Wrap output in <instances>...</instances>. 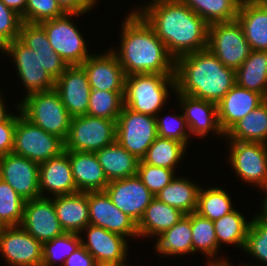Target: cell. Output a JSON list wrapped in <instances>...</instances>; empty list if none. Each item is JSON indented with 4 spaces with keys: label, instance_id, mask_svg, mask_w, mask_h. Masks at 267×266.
<instances>
[{
    "label": "cell",
    "instance_id": "11a10c76",
    "mask_svg": "<svg viewBox=\"0 0 267 266\" xmlns=\"http://www.w3.org/2000/svg\"><path fill=\"white\" fill-rule=\"evenodd\" d=\"M166 1H172V0H152V2L150 4H148L146 7H142V9L144 10L145 8H147L149 5H153L155 3H160V2H166Z\"/></svg>",
    "mask_w": 267,
    "mask_h": 266
},
{
    "label": "cell",
    "instance_id": "3957f363",
    "mask_svg": "<svg viewBox=\"0 0 267 266\" xmlns=\"http://www.w3.org/2000/svg\"><path fill=\"white\" fill-rule=\"evenodd\" d=\"M122 26L120 52H113L126 76L175 74V59L140 14H129Z\"/></svg>",
    "mask_w": 267,
    "mask_h": 266
},
{
    "label": "cell",
    "instance_id": "bcb514c9",
    "mask_svg": "<svg viewBox=\"0 0 267 266\" xmlns=\"http://www.w3.org/2000/svg\"><path fill=\"white\" fill-rule=\"evenodd\" d=\"M17 116L11 115L0 123V156L12 153Z\"/></svg>",
    "mask_w": 267,
    "mask_h": 266
},
{
    "label": "cell",
    "instance_id": "e0dca14e",
    "mask_svg": "<svg viewBox=\"0 0 267 266\" xmlns=\"http://www.w3.org/2000/svg\"><path fill=\"white\" fill-rule=\"evenodd\" d=\"M20 226L42 244L65 233L56 216L53 200L46 196L25 202Z\"/></svg>",
    "mask_w": 267,
    "mask_h": 266
},
{
    "label": "cell",
    "instance_id": "836d02e7",
    "mask_svg": "<svg viewBox=\"0 0 267 266\" xmlns=\"http://www.w3.org/2000/svg\"><path fill=\"white\" fill-rule=\"evenodd\" d=\"M218 248L223 243L245 247L250 221L246 222L244 216L235 209L229 214L213 221ZM221 243V244H220Z\"/></svg>",
    "mask_w": 267,
    "mask_h": 266
},
{
    "label": "cell",
    "instance_id": "44dd1931",
    "mask_svg": "<svg viewBox=\"0 0 267 266\" xmlns=\"http://www.w3.org/2000/svg\"><path fill=\"white\" fill-rule=\"evenodd\" d=\"M265 100L262 94L235 84L217 104L218 123L222 132L225 134Z\"/></svg>",
    "mask_w": 267,
    "mask_h": 266
},
{
    "label": "cell",
    "instance_id": "d6986e66",
    "mask_svg": "<svg viewBox=\"0 0 267 266\" xmlns=\"http://www.w3.org/2000/svg\"><path fill=\"white\" fill-rule=\"evenodd\" d=\"M87 242L81 240V245L90 253L98 264L126 265L127 240L124 236L108 231L102 227L88 224Z\"/></svg>",
    "mask_w": 267,
    "mask_h": 266
},
{
    "label": "cell",
    "instance_id": "4316f807",
    "mask_svg": "<svg viewBox=\"0 0 267 266\" xmlns=\"http://www.w3.org/2000/svg\"><path fill=\"white\" fill-rule=\"evenodd\" d=\"M95 154L109 182L137 175L140 160L117 141L96 151Z\"/></svg>",
    "mask_w": 267,
    "mask_h": 266
},
{
    "label": "cell",
    "instance_id": "5bb4252c",
    "mask_svg": "<svg viewBox=\"0 0 267 266\" xmlns=\"http://www.w3.org/2000/svg\"><path fill=\"white\" fill-rule=\"evenodd\" d=\"M89 224L120 234L139 236L137 223L120 211L105 191H88Z\"/></svg>",
    "mask_w": 267,
    "mask_h": 266
},
{
    "label": "cell",
    "instance_id": "603a6c76",
    "mask_svg": "<svg viewBox=\"0 0 267 266\" xmlns=\"http://www.w3.org/2000/svg\"><path fill=\"white\" fill-rule=\"evenodd\" d=\"M175 92L179 96L183 111H185L183 115L190 134L203 138L212 130L216 134L224 135L218 123L217 104L179 93L176 90Z\"/></svg>",
    "mask_w": 267,
    "mask_h": 266
},
{
    "label": "cell",
    "instance_id": "6da1fadb",
    "mask_svg": "<svg viewBox=\"0 0 267 266\" xmlns=\"http://www.w3.org/2000/svg\"><path fill=\"white\" fill-rule=\"evenodd\" d=\"M5 52L14 58L27 95L55 89V81L68 66L53 50L39 23L22 22L19 38L7 43Z\"/></svg>",
    "mask_w": 267,
    "mask_h": 266
},
{
    "label": "cell",
    "instance_id": "83f0119b",
    "mask_svg": "<svg viewBox=\"0 0 267 266\" xmlns=\"http://www.w3.org/2000/svg\"><path fill=\"white\" fill-rule=\"evenodd\" d=\"M184 215L179 209L154 197L137 224L138 235L154 237L161 234L175 225Z\"/></svg>",
    "mask_w": 267,
    "mask_h": 266
},
{
    "label": "cell",
    "instance_id": "6f0895ef",
    "mask_svg": "<svg viewBox=\"0 0 267 266\" xmlns=\"http://www.w3.org/2000/svg\"><path fill=\"white\" fill-rule=\"evenodd\" d=\"M259 1L267 10V0H257Z\"/></svg>",
    "mask_w": 267,
    "mask_h": 266
},
{
    "label": "cell",
    "instance_id": "681fc988",
    "mask_svg": "<svg viewBox=\"0 0 267 266\" xmlns=\"http://www.w3.org/2000/svg\"><path fill=\"white\" fill-rule=\"evenodd\" d=\"M8 8L14 10L22 16L25 13V8L28 0H1Z\"/></svg>",
    "mask_w": 267,
    "mask_h": 266
},
{
    "label": "cell",
    "instance_id": "9a60e30c",
    "mask_svg": "<svg viewBox=\"0 0 267 266\" xmlns=\"http://www.w3.org/2000/svg\"><path fill=\"white\" fill-rule=\"evenodd\" d=\"M104 191L113 204L137 224L142 219L146 207L155 197L137 175L112 180Z\"/></svg>",
    "mask_w": 267,
    "mask_h": 266
},
{
    "label": "cell",
    "instance_id": "d590c367",
    "mask_svg": "<svg viewBox=\"0 0 267 266\" xmlns=\"http://www.w3.org/2000/svg\"><path fill=\"white\" fill-rule=\"evenodd\" d=\"M231 203L229 195L219 187L206 190L200 188L195 212L215 221L234 210Z\"/></svg>",
    "mask_w": 267,
    "mask_h": 266
},
{
    "label": "cell",
    "instance_id": "2e32d148",
    "mask_svg": "<svg viewBox=\"0 0 267 266\" xmlns=\"http://www.w3.org/2000/svg\"><path fill=\"white\" fill-rule=\"evenodd\" d=\"M0 251L12 266H42L43 244L21 226H10L0 235Z\"/></svg>",
    "mask_w": 267,
    "mask_h": 266
},
{
    "label": "cell",
    "instance_id": "d4e9b609",
    "mask_svg": "<svg viewBox=\"0 0 267 266\" xmlns=\"http://www.w3.org/2000/svg\"><path fill=\"white\" fill-rule=\"evenodd\" d=\"M236 20L251 50L267 51V10L257 0H242Z\"/></svg>",
    "mask_w": 267,
    "mask_h": 266
},
{
    "label": "cell",
    "instance_id": "f907efd6",
    "mask_svg": "<svg viewBox=\"0 0 267 266\" xmlns=\"http://www.w3.org/2000/svg\"><path fill=\"white\" fill-rule=\"evenodd\" d=\"M3 102L2 97H0V123L6 121L12 115L11 113H6L7 111Z\"/></svg>",
    "mask_w": 267,
    "mask_h": 266
},
{
    "label": "cell",
    "instance_id": "ba28073f",
    "mask_svg": "<svg viewBox=\"0 0 267 266\" xmlns=\"http://www.w3.org/2000/svg\"><path fill=\"white\" fill-rule=\"evenodd\" d=\"M116 141V121L89 115L71 118L65 150L96 152Z\"/></svg>",
    "mask_w": 267,
    "mask_h": 266
},
{
    "label": "cell",
    "instance_id": "7c38bea8",
    "mask_svg": "<svg viewBox=\"0 0 267 266\" xmlns=\"http://www.w3.org/2000/svg\"><path fill=\"white\" fill-rule=\"evenodd\" d=\"M230 164L242 180L267 188V144L230 140Z\"/></svg>",
    "mask_w": 267,
    "mask_h": 266
},
{
    "label": "cell",
    "instance_id": "1f68e13d",
    "mask_svg": "<svg viewBox=\"0 0 267 266\" xmlns=\"http://www.w3.org/2000/svg\"><path fill=\"white\" fill-rule=\"evenodd\" d=\"M199 190L200 186L179 177L174 178L155 197L188 215L196 211Z\"/></svg>",
    "mask_w": 267,
    "mask_h": 266
},
{
    "label": "cell",
    "instance_id": "f35d334b",
    "mask_svg": "<svg viewBox=\"0 0 267 266\" xmlns=\"http://www.w3.org/2000/svg\"><path fill=\"white\" fill-rule=\"evenodd\" d=\"M25 200L0 178V218L10 226H20Z\"/></svg>",
    "mask_w": 267,
    "mask_h": 266
},
{
    "label": "cell",
    "instance_id": "4fadbf2b",
    "mask_svg": "<svg viewBox=\"0 0 267 266\" xmlns=\"http://www.w3.org/2000/svg\"><path fill=\"white\" fill-rule=\"evenodd\" d=\"M0 178L7 182L25 201L40 198L39 164L8 153L0 156Z\"/></svg>",
    "mask_w": 267,
    "mask_h": 266
},
{
    "label": "cell",
    "instance_id": "9f6ffc18",
    "mask_svg": "<svg viewBox=\"0 0 267 266\" xmlns=\"http://www.w3.org/2000/svg\"><path fill=\"white\" fill-rule=\"evenodd\" d=\"M6 45L0 40V51L5 52Z\"/></svg>",
    "mask_w": 267,
    "mask_h": 266
},
{
    "label": "cell",
    "instance_id": "e575fe53",
    "mask_svg": "<svg viewBox=\"0 0 267 266\" xmlns=\"http://www.w3.org/2000/svg\"><path fill=\"white\" fill-rule=\"evenodd\" d=\"M186 146L176 140L157 137L152 145L148 148L142 161L158 167L168 169L175 168V164L184 156Z\"/></svg>",
    "mask_w": 267,
    "mask_h": 266
},
{
    "label": "cell",
    "instance_id": "8fae6325",
    "mask_svg": "<svg viewBox=\"0 0 267 266\" xmlns=\"http://www.w3.org/2000/svg\"><path fill=\"white\" fill-rule=\"evenodd\" d=\"M75 15L81 13H66L62 17L39 23L44 28L53 50L68 65H81L90 56L84 38L70 21V16Z\"/></svg>",
    "mask_w": 267,
    "mask_h": 266
},
{
    "label": "cell",
    "instance_id": "60d3db41",
    "mask_svg": "<svg viewBox=\"0 0 267 266\" xmlns=\"http://www.w3.org/2000/svg\"><path fill=\"white\" fill-rule=\"evenodd\" d=\"M260 213L250 221L244 251L267 264V214Z\"/></svg>",
    "mask_w": 267,
    "mask_h": 266
},
{
    "label": "cell",
    "instance_id": "816d5d0a",
    "mask_svg": "<svg viewBox=\"0 0 267 266\" xmlns=\"http://www.w3.org/2000/svg\"><path fill=\"white\" fill-rule=\"evenodd\" d=\"M208 266H233V265H231L230 263H227V261H224V259L221 261H219V259L218 260H216V262H215V260L214 261H208Z\"/></svg>",
    "mask_w": 267,
    "mask_h": 266
},
{
    "label": "cell",
    "instance_id": "74e56055",
    "mask_svg": "<svg viewBox=\"0 0 267 266\" xmlns=\"http://www.w3.org/2000/svg\"><path fill=\"white\" fill-rule=\"evenodd\" d=\"M191 236L193 253L200 250L209 259L216 255L218 243L213 221L196 212L191 213Z\"/></svg>",
    "mask_w": 267,
    "mask_h": 266
},
{
    "label": "cell",
    "instance_id": "f1b7e54d",
    "mask_svg": "<svg viewBox=\"0 0 267 266\" xmlns=\"http://www.w3.org/2000/svg\"><path fill=\"white\" fill-rule=\"evenodd\" d=\"M235 81L238 86L258 92L267 99V51L252 50L235 71Z\"/></svg>",
    "mask_w": 267,
    "mask_h": 266
},
{
    "label": "cell",
    "instance_id": "4dcf8cb0",
    "mask_svg": "<svg viewBox=\"0 0 267 266\" xmlns=\"http://www.w3.org/2000/svg\"><path fill=\"white\" fill-rule=\"evenodd\" d=\"M156 250L164 255H184L193 253L191 236V213L184 215L175 225L161 234H157Z\"/></svg>",
    "mask_w": 267,
    "mask_h": 266
},
{
    "label": "cell",
    "instance_id": "ab89813d",
    "mask_svg": "<svg viewBox=\"0 0 267 266\" xmlns=\"http://www.w3.org/2000/svg\"><path fill=\"white\" fill-rule=\"evenodd\" d=\"M81 240L80 234L65 232L63 235L44 243L42 266H54L56 259L62 262L65 261L80 247Z\"/></svg>",
    "mask_w": 267,
    "mask_h": 266
},
{
    "label": "cell",
    "instance_id": "ee69618b",
    "mask_svg": "<svg viewBox=\"0 0 267 266\" xmlns=\"http://www.w3.org/2000/svg\"><path fill=\"white\" fill-rule=\"evenodd\" d=\"M155 118L157 126V135L159 137L173 139L187 146L188 137L190 133L186 132L188 125L183 114L173 116L169 119L167 117L158 118V116H156Z\"/></svg>",
    "mask_w": 267,
    "mask_h": 266
},
{
    "label": "cell",
    "instance_id": "d6a6232c",
    "mask_svg": "<svg viewBox=\"0 0 267 266\" xmlns=\"http://www.w3.org/2000/svg\"><path fill=\"white\" fill-rule=\"evenodd\" d=\"M209 25L234 21L242 0H181Z\"/></svg>",
    "mask_w": 267,
    "mask_h": 266
},
{
    "label": "cell",
    "instance_id": "b9f144b4",
    "mask_svg": "<svg viewBox=\"0 0 267 266\" xmlns=\"http://www.w3.org/2000/svg\"><path fill=\"white\" fill-rule=\"evenodd\" d=\"M174 170L165 167L153 166L139 161L137 176L148 190L156 196L165 186H167L174 178Z\"/></svg>",
    "mask_w": 267,
    "mask_h": 266
},
{
    "label": "cell",
    "instance_id": "680465c9",
    "mask_svg": "<svg viewBox=\"0 0 267 266\" xmlns=\"http://www.w3.org/2000/svg\"><path fill=\"white\" fill-rule=\"evenodd\" d=\"M95 266H117V265H113V264H96Z\"/></svg>",
    "mask_w": 267,
    "mask_h": 266
},
{
    "label": "cell",
    "instance_id": "7dc6e473",
    "mask_svg": "<svg viewBox=\"0 0 267 266\" xmlns=\"http://www.w3.org/2000/svg\"><path fill=\"white\" fill-rule=\"evenodd\" d=\"M60 266H95L97 263L90 253L82 246L74 251Z\"/></svg>",
    "mask_w": 267,
    "mask_h": 266
},
{
    "label": "cell",
    "instance_id": "7402d4cb",
    "mask_svg": "<svg viewBox=\"0 0 267 266\" xmlns=\"http://www.w3.org/2000/svg\"><path fill=\"white\" fill-rule=\"evenodd\" d=\"M39 189L43 198L45 190H49L48 192L54 194V197L79 192L67 150L39 164Z\"/></svg>",
    "mask_w": 267,
    "mask_h": 266
},
{
    "label": "cell",
    "instance_id": "9c48e42d",
    "mask_svg": "<svg viewBox=\"0 0 267 266\" xmlns=\"http://www.w3.org/2000/svg\"><path fill=\"white\" fill-rule=\"evenodd\" d=\"M157 135L156 118L123 106L116 121V141L137 159L142 160Z\"/></svg>",
    "mask_w": 267,
    "mask_h": 266
},
{
    "label": "cell",
    "instance_id": "484cf974",
    "mask_svg": "<svg viewBox=\"0 0 267 266\" xmlns=\"http://www.w3.org/2000/svg\"><path fill=\"white\" fill-rule=\"evenodd\" d=\"M56 216L66 233L81 234L89 224L88 192H76L51 198Z\"/></svg>",
    "mask_w": 267,
    "mask_h": 266
},
{
    "label": "cell",
    "instance_id": "5b68a950",
    "mask_svg": "<svg viewBox=\"0 0 267 266\" xmlns=\"http://www.w3.org/2000/svg\"><path fill=\"white\" fill-rule=\"evenodd\" d=\"M170 85V86H169ZM167 86L175 89L174 74H133L126 76L124 106L134 112L156 117L168 97Z\"/></svg>",
    "mask_w": 267,
    "mask_h": 266
},
{
    "label": "cell",
    "instance_id": "7a4b0ae2",
    "mask_svg": "<svg viewBox=\"0 0 267 266\" xmlns=\"http://www.w3.org/2000/svg\"><path fill=\"white\" fill-rule=\"evenodd\" d=\"M130 14L146 20L175 60L207 48L209 24L181 0L155 3Z\"/></svg>",
    "mask_w": 267,
    "mask_h": 266
},
{
    "label": "cell",
    "instance_id": "7bdbcfd3",
    "mask_svg": "<svg viewBox=\"0 0 267 266\" xmlns=\"http://www.w3.org/2000/svg\"><path fill=\"white\" fill-rule=\"evenodd\" d=\"M66 13L57 0H28L21 19L26 23H40L62 17Z\"/></svg>",
    "mask_w": 267,
    "mask_h": 266
},
{
    "label": "cell",
    "instance_id": "52a82bcc",
    "mask_svg": "<svg viewBox=\"0 0 267 266\" xmlns=\"http://www.w3.org/2000/svg\"><path fill=\"white\" fill-rule=\"evenodd\" d=\"M64 150V141L61 138L32 124L20 111L17 116L12 153L40 164Z\"/></svg>",
    "mask_w": 267,
    "mask_h": 266
},
{
    "label": "cell",
    "instance_id": "8992f818",
    "mask_svg": "<svg viewBox=\"0 0 267 266\" xmlns=\"http://www.w3.org/2000/svg\"><path fill=\"white\" fill-rule=\"evenodd\" d=\"M17 108L32 124L66 140L72 117L55 89L26 95Z\"/></svg>",
    "mask_w": 267,
    "mask_h": 266
},
{
    "label": "cell",
    "instance_id": "8d00e7d4",
    "mask_svg": "<svg viewBox=\"0 0 267 266\" xmlns=\"http://www.w3.org/2000/svg\"><path fill=\"white\" fill-rule=\"evenodd\" d=\"M124 92L91 89L87 114L117 121L124 106Z\"/></svg>",
    "mask_w": 267,
    "mask_h": 266
},
{
    "label": "cell",
    "instance_id": "f546056e",
    "mask_svg": "<svg viewBox=\"0 0 267 266\" xmlns=\"http://www.w3.org/2000/svg\"><path fill=\"white\" fill-rule=\"evenodd\" d=\"M229 140L267 144V99L235 123L225 134Z\"/></svg>",
    "mask_w": 267,
    "mask_h": 266
},
{
    "label": "cell",
    "instance_id": "f5cc1de1",
    "mask_svg": "<svg viewBox=\"0 0 267 266\" xmlns=\"http://www.w3.org/2000/svg\"><path fill=\"white\" fill-rule=\"evenodd\" d=\"M9 226L0 218V235L8 228Z\"/></svg>",
    "mask_w": 267,
    "mask_h": 266
},
{
    "label": "cell",
    "instance_id": "277c9868",
    "mask_svg": "<svg viewBox=\"0 0 267 266\" xmlns=\"http://www.w3.org/2000/svg\"><path fill=\"white\" fill-rule=\"evenodd\" d=\"M174 75L177 92L215 104L236 84L235 70L208 48L177 58Z\"/></svg>",
    "mask_w": 267,
    "mask_h": 266
},
{
    "label": "cell",
    "instance_id": "ac0fdd59",
    "mask_svg": "<svg viewBox=\"0 0 267 266\" xmlns=\"http://www.w3.org/2000/svg\"><path fill=\"white\" fill-rule=\"evenodd\" d=\"M55 90L71 117L87 114L91 88L81 65H68L55 81Z\"/></svg>",
    "mask_w": 267,
    "mask_h": 266
},
{
    "label": "cell",
    "instance_id": "cb8c5ba5",
    "mask_svg": "<svg viewBox=\"0 0 267 266\" xmlns=\"http://www.w3.org/2000/svg\"><path fill=\"white\" fill-rule=\"evenodd\" d=\"M76 188L80 192L104 191L109 181L94 152L67 150Z\"/></svg>",
    "mask_w": 267,
    "mask_h": 266
},
{
    "label": "cell",
    "instance_id": "f6af8a7d",
    "mask_svg": "<svg viewBox=\"0 0 267 266\" xmlns=\"http://www.w3.org/2000/svg\"><path fill=\"white\" fill-rule=\"evenodd\" d=\"M22 19L0 0V40L6 45L19 38Z\"/></svg>",
    "mask_w": 267,
    "mask_h": 266
},
{
    "label": "cell",
    "instance_id": "c3c4849f",
    "mask_svg": "<svg viewBox=\"0 0 267 266\" xmlns=\"http://www.w3.org/2000/svg\"><path fill=\"white\" fill-rule=\"evenodd\" d=\"M67 13H86L97 2V0H57ZM95 3V4H94Z\"/></svg>",
    "mask_w": 267,
    "mask_h": 266
},
{
    "label": "cell",
    "instance_id": "30bf717a",
    "mask_svg": "<svg viewBox=\"0 0 267 266\" xmlns=\"http://www.w3.org/2000/svg\"><path fill=\"white\" fill-rule=\"evenodd\" d=\"M207 48L235 71L252 51L237 20L209 25Z\"/></svg>",
    "mask_w": 267,
    "mask_h": 266
},
{
    "label": "cell",
    "instance_id": "ffe728a7",
    "mask_svg": "<svg viewBox=\"0 0 267 266\" xmlns=\"http://www.w3.org/2000/svg\"><path fill=\"white\" fill-rule=\"evenodd\" d=\"M109 51L102 55H90L81 66L91 89L124 92L126 75L113 50Z\"/></svg>",
    "mask_w": 267,
    "mask_h": 266
},
{
    "label": "cell",
    "instance_id": "db71d44e",
    "mask_svg": "<svg viewBox=\"0 0 267 266\" xmlns=\"http://www.w3.org/2000/svg\"><path fill=\"white\" fill-rule=\"evenodd\" d=\"M264 191L267 192V188ZM262 213L267 214V195L265 196V199L263 201Z\"/></svg>",
    "mask_w": 267,
    "mask_h": 266
}]
</instances>
